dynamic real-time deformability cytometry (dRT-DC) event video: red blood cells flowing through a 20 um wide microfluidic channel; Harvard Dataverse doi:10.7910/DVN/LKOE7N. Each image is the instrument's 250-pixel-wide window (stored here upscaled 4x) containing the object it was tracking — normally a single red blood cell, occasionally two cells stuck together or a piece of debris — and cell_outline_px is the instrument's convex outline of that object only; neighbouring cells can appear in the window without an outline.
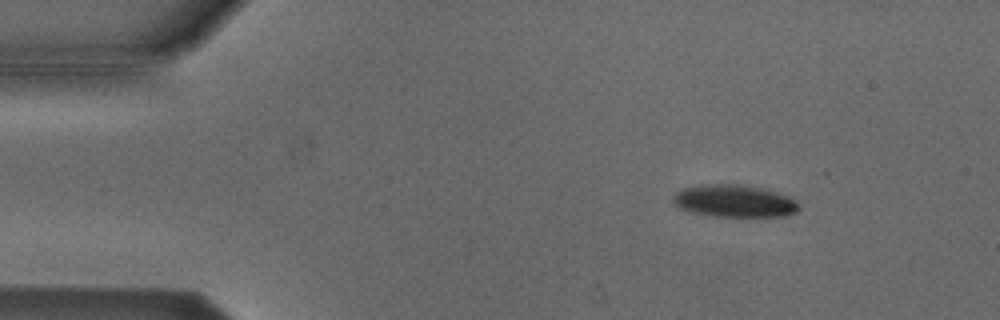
{"species": "Egyptian fruit bat (a non-hibernating species)", "species_latin": "Rousettus aegyptiacus", "temperature_condition": "cold", "stored_images_in_passage": 9, "camera_frame_rate_fps": 3000, "um_per_image_px": 0.085, "animal": {"sex": "male"}, "frame": {"image": 1, "passage_image": 3, "time_ms": 0.667, "image_size_px": [1000, 320], "cell_outline_px": [[800, 208], [796, 212], [784, 216], [716, 216], [692, 212], [680, 208], [672, 200], [672, 196], [676, 192], [684, 188], [700, 184], [744, 184], [768, 188], [788, 196], [796, 200]], "centroid_in_image_um": [62.45, 17.06], "position_along_channel_um": 22.6, "area_um2": 23.93}}
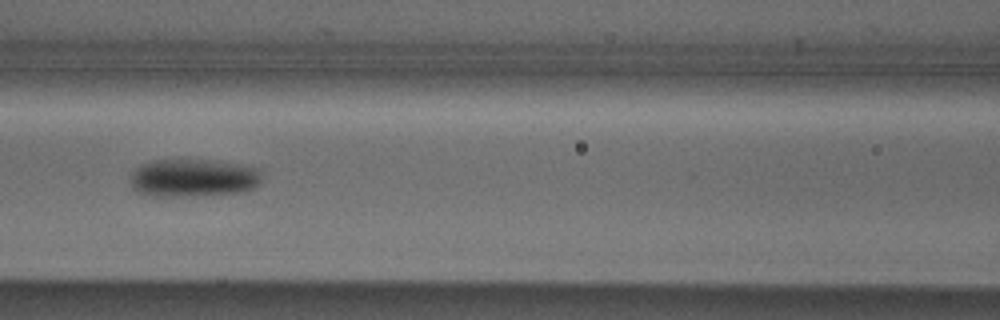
{"frame": {"image": 2, "passage_image": 7, "time_ms": 2.0, "image_size_px": [1000, 320], "cell_outline_px": [[260, 184], [256, 188], [240, 192], [184, 196], [152, 196], [136, 192], [132, 188], [128, 180], [132, 172], [140, 164], [152, 160], [184, 156], [216, 160], [240, 164], [260, 168]], "centroid_in_image_um": [16.38, 15.06], "position_along_channel_um": 150.2, "area_um2": 30.4}}
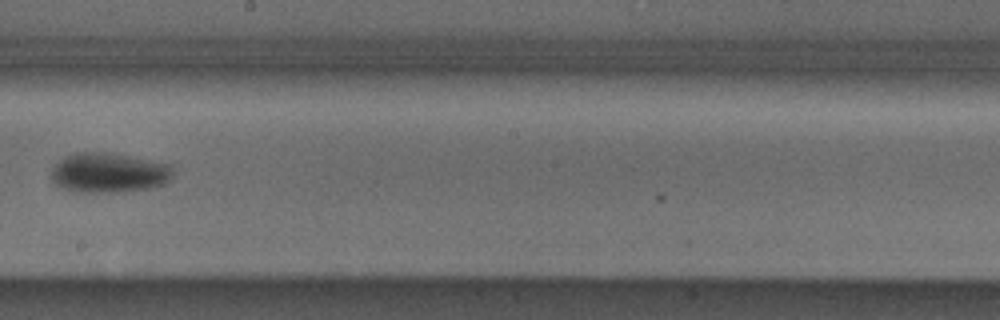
{"frame": {"image": 3, "passage_image": 9, "time_ms": 2.667, "image_size_px": [1000, 320], "cell_outline_px": [[172, 176], [164, 184], [152, 188], [120, 192], [76, 192], [64, 188], [56, 184], [52, 180], [52, 168], [64, 156], [76, 152], [104, 152], [128, 156], [172, 164]], "centroid_in_image_um": [9.26, 14.69], "position_along_channel_um": 238.9, "area_um2": 28.26}}